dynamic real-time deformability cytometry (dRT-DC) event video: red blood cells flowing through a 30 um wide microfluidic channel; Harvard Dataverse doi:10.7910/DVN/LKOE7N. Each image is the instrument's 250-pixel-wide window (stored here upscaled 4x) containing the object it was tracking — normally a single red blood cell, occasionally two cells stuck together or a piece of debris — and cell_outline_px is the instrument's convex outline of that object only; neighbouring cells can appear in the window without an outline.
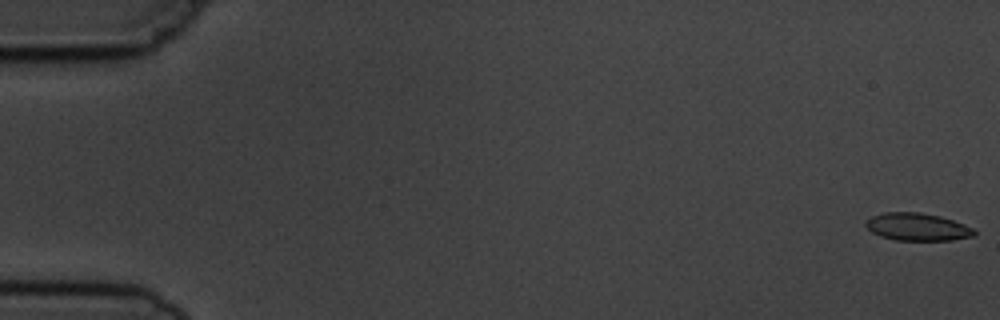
{"species": "common noctule bat (a hibernating species)", "species_latin": "Nyctalus noctula", "temperature_condition": "cold", "stored_images_in_passage": 5, "camera_frame_rate_fps": 3000, "um_per_image_px": 0.085, "animal": {"sex": "male", "body_mass_g": 19.5, "forearm_length_mm": 54.6}, "frame": {"image": 1, "passage_image": 1, "time_ms": 0.0, "image_size_px": [1000, 320], "cell_outline_px": [[976, 236], [952, 240], [896, 240], [880, 236], [872, 232], [864, 224], [864, 220], [872, 216], [884, 212], [920, 212], [940, 216], [964, 224], [972, 228], [976, 232]], "centroid_in_image_um": [77.96, 19.28], "position_along_channel_um": 7.0, "area_um2": 17.51}}
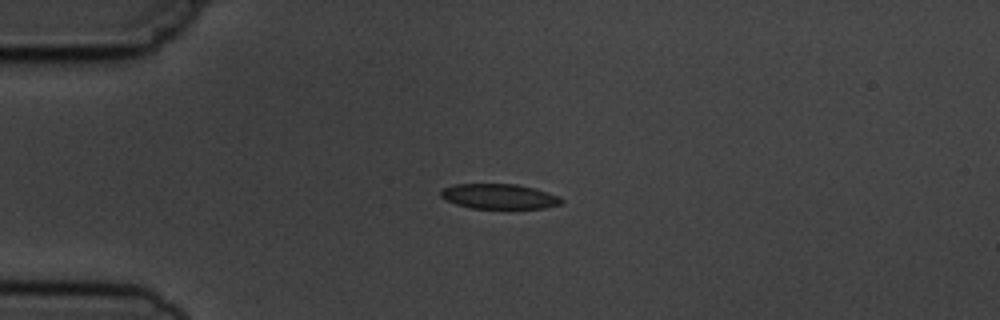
{"frame": {"image": 2, "passage_image": 4, "time_ms": 4.333, "image_size_px": [1000, 320], "cell_outline_px": [[564, 200], [560, 204], [544, 208], [472, 208], [456, 204], [440, 196], [440, 188], [456, 184], [516, 184], [532, 188], [556, 196]], "centroid_in_image_um": [42.36, 16.69], "position_along_channel_um": 42.6, "area_um2": 17.28}}